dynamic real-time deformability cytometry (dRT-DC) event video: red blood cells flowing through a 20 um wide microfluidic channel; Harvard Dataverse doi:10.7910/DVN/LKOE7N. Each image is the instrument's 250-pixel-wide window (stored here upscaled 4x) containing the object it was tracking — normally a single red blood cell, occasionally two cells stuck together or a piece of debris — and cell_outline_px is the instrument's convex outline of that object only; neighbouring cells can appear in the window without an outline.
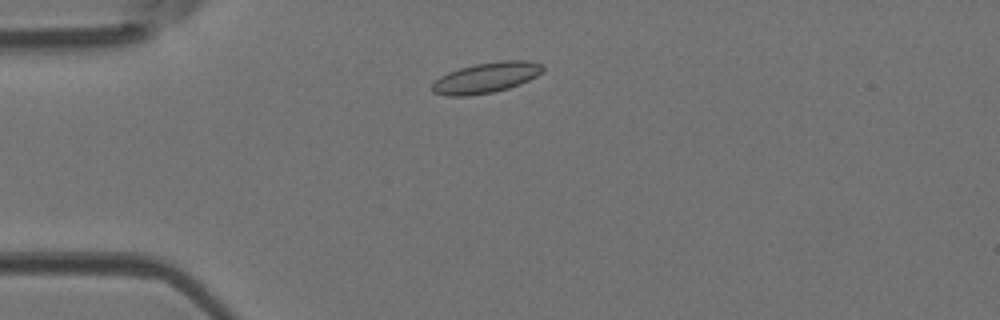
{"species": "Egyptian fruit bat (a non-hibernating species)", "species_latin": "Rousettus aegyptiacus", "temperature_condition": "room temperature", "stored_images_in_passage": 6, "camera_frame_rate_fps": 3000, "um_per_image_px": 0.085, "animal": {"sex": "female"}, "frame": {"image": 1, "passage_image": 2, "time_ms": 0.333, "image_size_px": [1000, 320], "cell_outline_px": [[544, 68], [536, 76], [520, 84], [508, 88], [492, 92], [468, 96], [448, 96], [432, 92], [432, 84], [440, 76], [448, 72], [460, 68], [476, 64], [500, 60], [528, 60], [540, 64]], "centroid_in_image_um": [41.3, 6.6], "position_along_channel_um": 43.7, "area_um2": 19.54}}
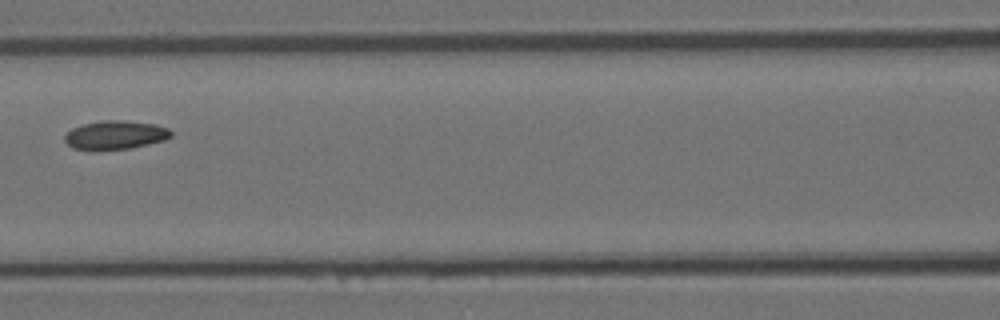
{"frame": {"image": 2, "passage_image": 5, "time_ms": 1.333, "image_size_px": [1000, 320], "cell_outline_px": [[172, 136], [164, 140], [148, 144], [128, 148], [72, 148], [64, 140], [64, 136], [72, 128], [84, 124], [100, 120], [124, 120], [156, 124], [168, 128], [172, 132]], "centroid_in_image_um": [9.84, 11.43], "position_along_channel_um": 156.8, "area_um2": 17.34}}
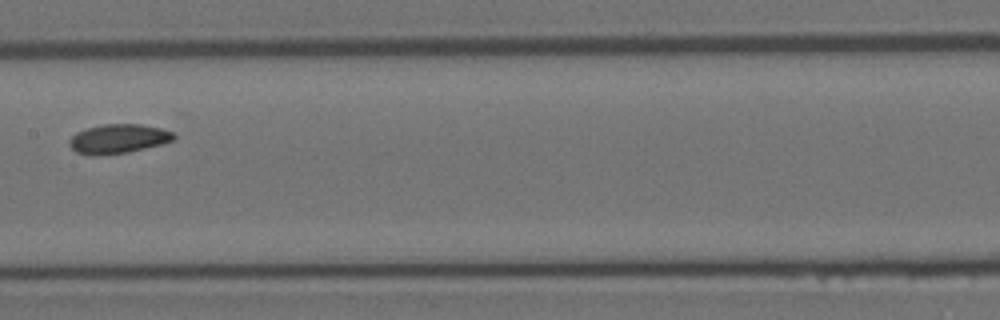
{"frame": {"image": 3, "passage_image": 6, "time_ms": 1.667, "image_size_px": [1000, 320], "cell_outline_px": [[176, 140], [128, 152], [96, 156], [92, 156], [76, 152], [68, 144], [68, 140], [76, 132], [88, 128], [104, 124], [140, 124], [160, 128], [172, 132], [176, 136]], "centroid_in_image_um": [10.03, 11.8], "position_along_channel_um": 197.4, "area_um2": 17.8}}